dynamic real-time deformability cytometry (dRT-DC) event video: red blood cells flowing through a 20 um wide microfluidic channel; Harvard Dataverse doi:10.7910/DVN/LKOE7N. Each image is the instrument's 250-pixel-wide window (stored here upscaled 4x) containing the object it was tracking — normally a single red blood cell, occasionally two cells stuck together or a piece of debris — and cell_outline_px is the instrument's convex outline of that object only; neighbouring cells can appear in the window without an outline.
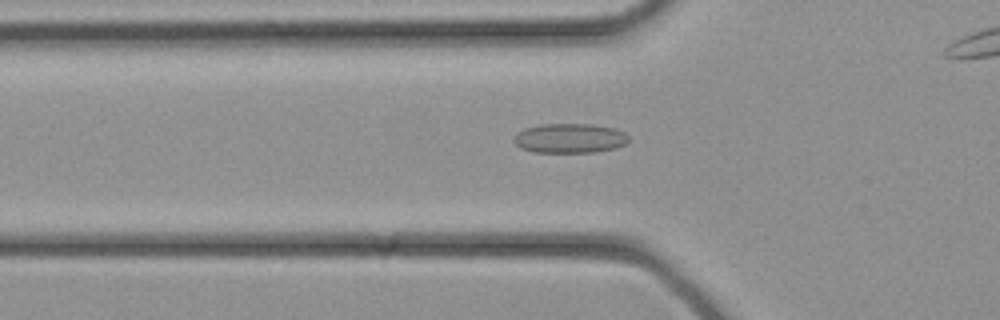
{"species": "common noctule bat (a hibernating species)", "species_latin": "Nyctalus noctula", "temperature_condition": "cold", "stored_images_in_passage": 30, "camera_frame_rate_fps": 3000, "um_per_image_px": 0.085, "animal": {"sex": "female", "body_mass_g": 21.9}, "frame": {"image": 1, "passage_image": 12, "time_ms": 3.667, "image_size_px": [1000, 320], "cell_outline_px": [[628, 140], [624, 144], [616, 148], [596, 152], [532, 152], [520, 148], [512, 140], [516, 132], [524, 128], [540, 124], [592, 124], [612, 128], [624, 132], [628, 136]], "centroid_in_image_um": [48.38, 11.75], "position_along_channel_um": 77.4, "area_um2": 19.88}}
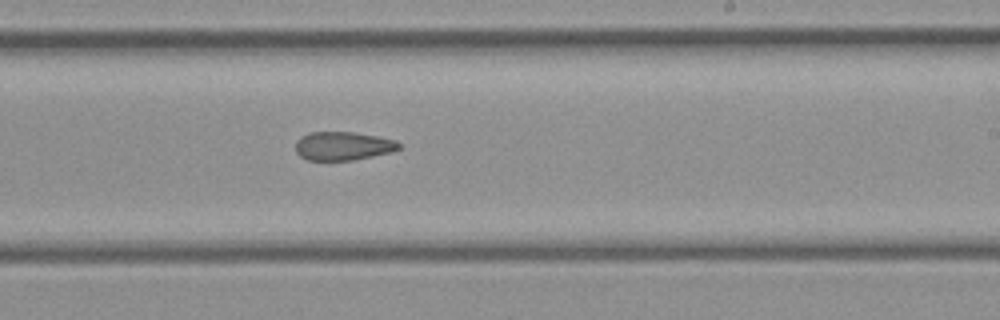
{"frame": {"image": 2, "passage_image": 21, "time_ms": 6.667, "image_size_px": [1000, 320], "cell_outline_px": [[404, 144], [400, 148], [392, 152], [352, 160], [308, 160], [300, 156], [296, 152], [296, 140], [300, 136], [308, 132], [352, 132], [376, 136], [396, 140]], "centroid_in_image_um": [29.16, 12.4], "position_along_channel_um": 259.8, "area_um2": 17.34}}
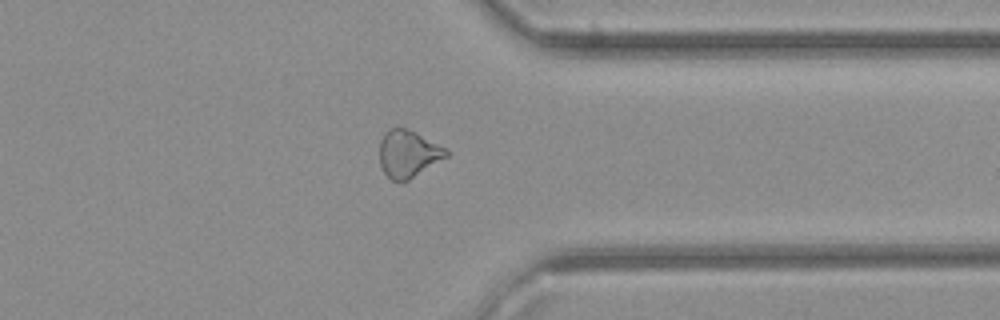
{"frame": {"image": 3, "passage_image": 27, "time_ms": 8.667, "image_size_px": [1000, 320], "cell_outline_px": [[448, 156], [404, 184], [392, 180], [384, 172], [380, 164], [380, 140], [384, 132], [388, 128], [396, 124], [416, 132], [444, 148], [448, 152]], "centroid_in_image_um": [34.66, 13.07], "position_along_channel_um": 376.7, "area_um2": 18.73}}